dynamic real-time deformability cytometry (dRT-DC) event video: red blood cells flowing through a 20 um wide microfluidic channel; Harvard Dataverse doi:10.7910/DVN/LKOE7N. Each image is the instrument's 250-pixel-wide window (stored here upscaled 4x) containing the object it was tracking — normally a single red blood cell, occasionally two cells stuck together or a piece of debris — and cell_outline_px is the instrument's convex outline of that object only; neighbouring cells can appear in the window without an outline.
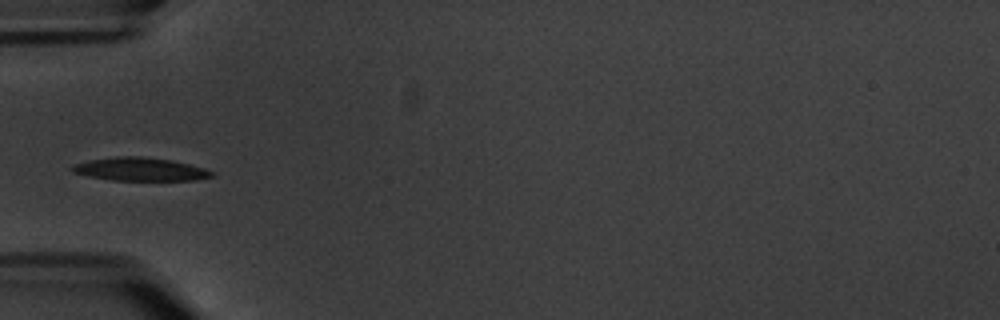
{"species": "common noctule bat (a hibernating species)", "species_latin": "Nyctalus noctula", "temperature_condition": "warm", "stored_images_in_passage": 12, "camera_frame_rate_fps": 3000, "um_per_image_px": 0.085, "animal": {"sex": "male", "body_mass_g": 20.1, "forearm_length_mm": 53.5}, "frame": {"image": 1, "passage_image": 6, "time_ms": 6.667, "image_size_px": [1000, 320], "cell_outline_px": [[216, 176], [196, 180], [112, 180], [88, 176], [72, 172], [68, 168], [72, 164], [88, 160], [116, 156], [140, 156], [172, 160], [204, 168], [216, 172]], "centroid_in_image_um": [11.9, 14.38], "position_along_channel_um": 73.1, "area_um2": 19.13}}
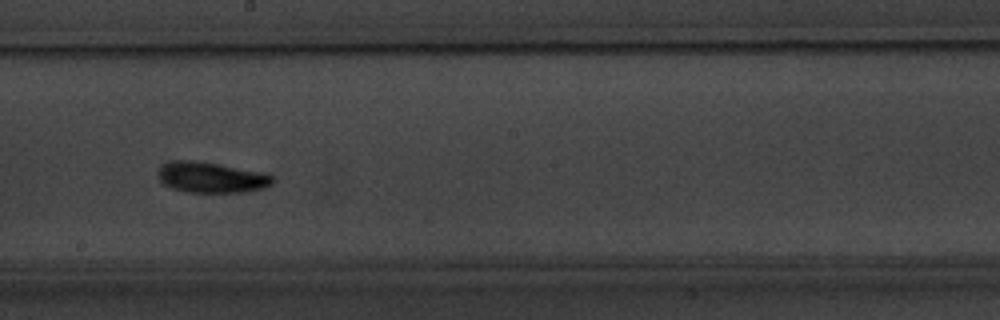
{"frame": {"image": 2, "passage_image": 10, "time_ms": 11.333, "image_size_px": [1000, 320], "cell_outline_px": [[276, 180], [272, 184], [264, 188], [244, 192], [184, 192], [172, 188], [160, 180], [160, 168], [164, 164], [176, 160], [196, 160], [220, 164], [264, 172], [272, 176]], "centroid_in_image_um": [18.03, 15.08], "position_along_channel_um": 230.2, "area_um2": 20.46}}
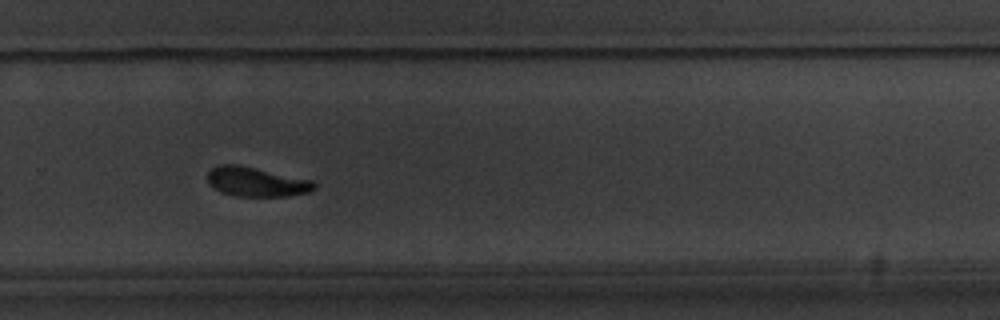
{"frame": {"image": 3, "passage_image": 12, "time_ms": 13.667, "image_size_px": [1000, 320], "cell_outline_px": [[316, 188], [308, 192], [288, 196], [236, 196], [220, 192], [208, 184], [208, 172], [212, 168], [220, 164], [236, 164], [312, 180], [316, 184]], "centroid_in_image_um": [21.77, 15.46], "position_along_channel_um": 308.0, "area_um2": 18.21}}